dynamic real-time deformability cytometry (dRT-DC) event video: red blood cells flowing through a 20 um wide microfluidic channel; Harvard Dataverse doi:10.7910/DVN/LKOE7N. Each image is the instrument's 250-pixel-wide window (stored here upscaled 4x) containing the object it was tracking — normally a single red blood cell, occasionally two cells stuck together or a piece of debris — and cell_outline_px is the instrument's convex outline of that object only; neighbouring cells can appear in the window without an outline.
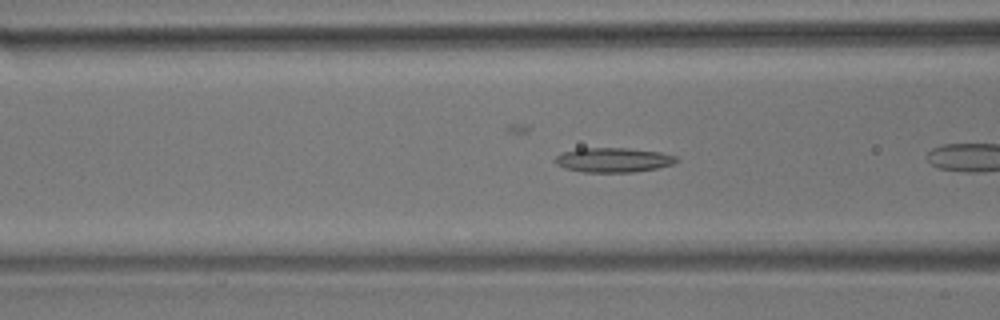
{"species": "common noctule bat (a hibernating species)", "species_latin": "Nyctalus noctula", "temperature_condition": "room temperature", "stored_images_in_passage": 12, "camera_frame_rate_fps": 3000, "um_per_image_px": 0.085, "animal": {"sex": "male", "body_mass_g": 17.9}, "frame": {"image": 1, "passage_image": 6, "time_ms": 1.667, "image_size_px": [1000, 320], "cell_outline_px": [[680, 160], [672, 164], [656, 168], [636, 172], [584, 172], [564, 168], [556, 164], [552, 160], [560, 152], [576, 148], [628, 148], [660, 152], [676, 156]], "centroid_in_image_um": [52.08, 13.59], "position_along_channel_um": 114.5, "area_um2": 17.57}}